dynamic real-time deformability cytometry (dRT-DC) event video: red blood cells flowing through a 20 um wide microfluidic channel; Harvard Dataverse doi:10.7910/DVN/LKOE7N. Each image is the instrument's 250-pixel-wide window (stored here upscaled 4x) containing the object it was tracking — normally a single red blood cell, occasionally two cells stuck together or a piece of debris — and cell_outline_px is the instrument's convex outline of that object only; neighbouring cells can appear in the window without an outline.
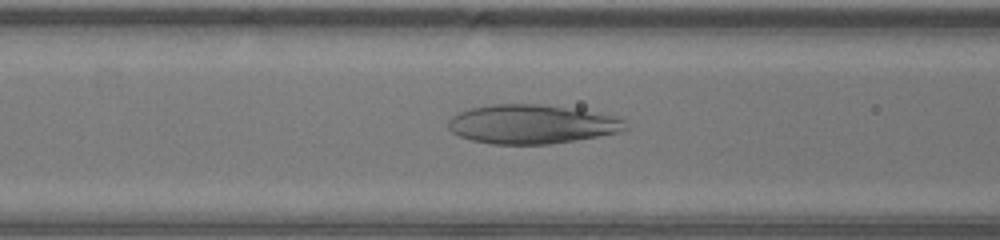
{"species": "human", "species_latin": "Homo sapiens", "temperature_condition": "warm", "stored_images_in_passage": 47, "camera_frame_rate_fps": 3000, "um_per_image_px": 0.085, "donor": {"sex": "male"}, "frame": {"image": 1, "passage_image": 18, "time_ms": 5.667, "image_size_px": [1000, 240], "cell_outline_px": [[628, 128], [616, 132], [576, 140], [548, 144], [492, 144], [472, 140], [460, 136], [452, 132], [448, 128], [448, 120], [452, 116], [460, 112], [472, 108], [492, 104], [540, 104], [616, 116], [624, 120]], "centroid_in_image_um": [45.15, 10.56], "position_along_channel_um": 121.4, "area_um2": 39.82}}
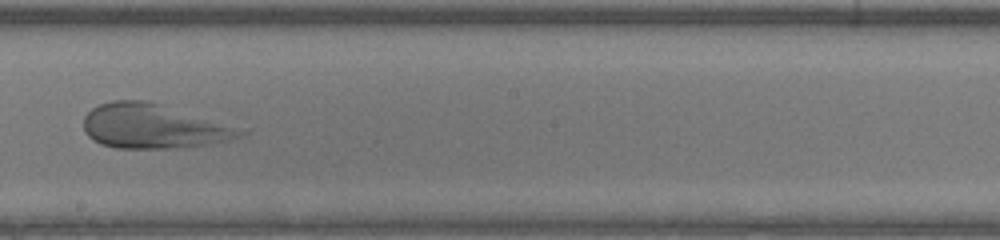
{"frame": {"image": 2, "passage_image": 26, "time_ms": 8.333, "image_size_px": [1000, 240], "cell_outline_px": [[248, 132], [240, 136], [228, 140], [204, 144], [168, 148], [116, 148], [100, 144], [92, 140], [84, 132], [84, 116], [92, 108], [100, 104], [112, 100], [148, 100]], "centroid_in_image_um": [12.89, 10.73], "position_along_channel_um": 235.3, "area_um2": 39.59}}
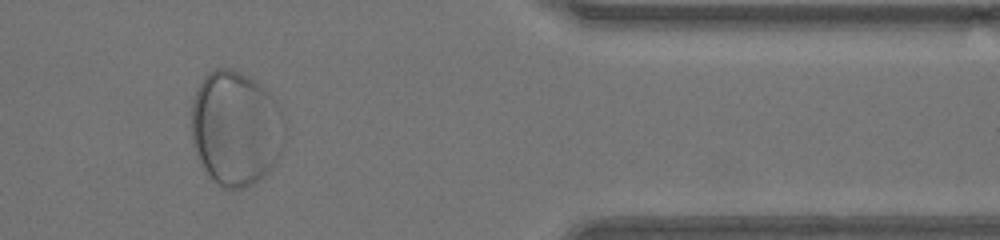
{"frame": {"image": 3, "passage_image": 39, "time_ms": 12.667, "image_size_px": [1000, 240], "cell_outline_px": [[284, 144], [276, 160], [268, 172], [260, 180], [252, 184], [240, 188], [224, 188], [216, 184], [208, 176], [200, 160], [192, 140], [192, 100], [204, 76], [212, 68], [228, 68], [240, 72], [248, 76], [264, 88], [272, 96], [284, 112]], "centroid_in_image_um": [20.05, 10.9], "position_along_channel_um": 391.4, "area_um2": 62.66}}